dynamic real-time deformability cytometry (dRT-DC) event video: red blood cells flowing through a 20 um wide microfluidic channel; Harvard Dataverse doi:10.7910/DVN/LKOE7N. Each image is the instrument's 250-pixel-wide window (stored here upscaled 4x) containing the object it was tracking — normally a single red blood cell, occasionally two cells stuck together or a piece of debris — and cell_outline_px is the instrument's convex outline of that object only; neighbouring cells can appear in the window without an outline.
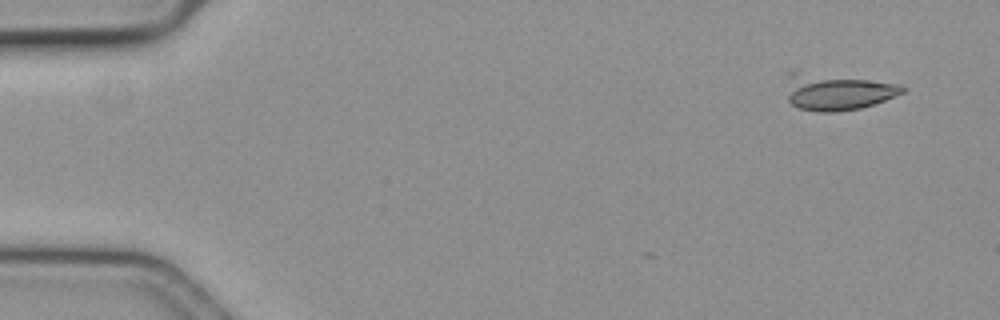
{"species": "common noctule bat (a hibernating species)", "species_latin": "Nyctalus noctula", "temperature_condition": "cold", "stored_images_in_passage": 6, "camera_frame_rate_fps": 3000, "um_per_image_px": 0.085, "animal": {"sex": "female", "body_mass_g": 19.3, "forearm_length_mm": 54.1}, "frame": {"image": 1, "passage_image": 1, "time_ms": 0.0, "image_size_px": [1000, 320], "cell_outline_px": [[904, 92], [884, 100], [860, 108], [836, 112], [820, 112], [800, 108], [792, 104], [788, 100], [784, 76], [784, 72], [792, 68], [900, 84], [904, 88]], "centroid_in_image_um": [70.99, 7.74], "position_along_channel_um": 14.0, "area_um2": 25.61}}